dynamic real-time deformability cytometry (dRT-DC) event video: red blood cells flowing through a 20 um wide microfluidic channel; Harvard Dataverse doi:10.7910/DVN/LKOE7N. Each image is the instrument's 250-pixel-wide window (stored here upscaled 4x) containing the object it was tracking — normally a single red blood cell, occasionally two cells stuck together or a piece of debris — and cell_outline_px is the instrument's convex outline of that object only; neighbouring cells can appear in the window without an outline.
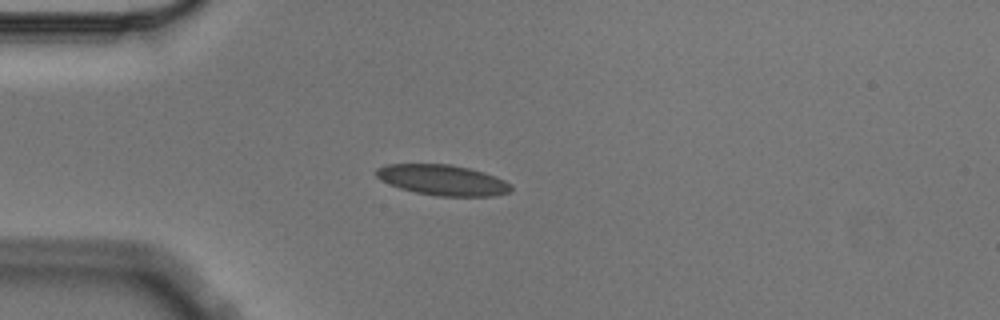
{"species": "Egyptian fruit bat (a non-hibernating species)", "species_latin": "Rousettus aegyptiacus", "temperature_condition": "cold", "stored_images_in_passage": 4, "camera_frame_rate_fps": 3000, "um_per_image_px": 0.085, "animal": {"sex": "male"}, "frame": {"image": 1, "passage_image": 4, "time_ms": 1.0, "image_size_px": [1000, 320], "cell_outline_px": [[512, 188], [508, 192], [492, 196], [436, 196], [416, 192], [400, 188], [380, 180], [376, 176], [376, 168], [384, 164], [452, 164], [484, 172], [496, 176], [512, 184]], "centroid_in_image_um": [37.61, 15.3], "position_along_channel_um": 47.4, "area_um2": 24.04}}